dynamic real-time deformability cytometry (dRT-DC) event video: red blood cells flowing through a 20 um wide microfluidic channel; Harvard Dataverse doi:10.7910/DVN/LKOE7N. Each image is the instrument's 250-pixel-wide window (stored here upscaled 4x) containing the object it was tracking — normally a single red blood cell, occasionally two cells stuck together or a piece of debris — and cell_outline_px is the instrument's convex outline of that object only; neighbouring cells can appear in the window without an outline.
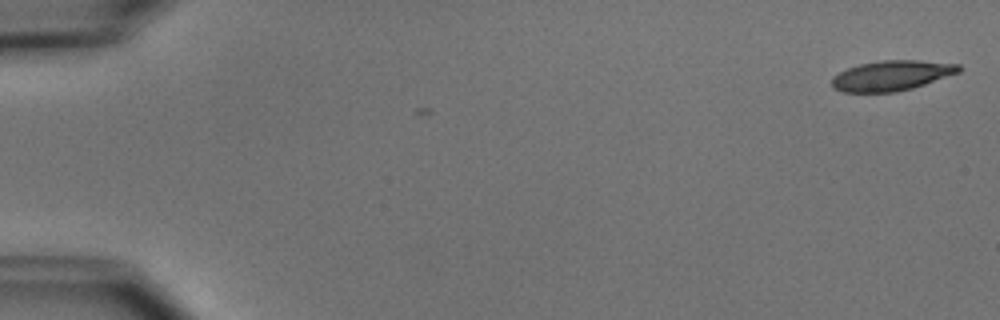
{"species": "common noctule bat (a hibernating species)", "species_latin": "Nyctalus noctula", "temperature_condition": "cold", "stored_images_in_passage": 3, "camera_frame_rate_fps": 3000, "um_per_image_px": 0.085, "animal": {"sex": "male", "body_mass_g": 15.6}, "frame": {"image": 1, "passage_image": 1, "time_ms": 0.0, "image_size_px": [1000, 320], "cell_outline_px": [[960, 72], [912, 88], [896, 92], [844, 92], [832, 88], [832, 76], [848, 68], [860, 64], [880, 60], [916, 60], [960, 64]], "centroid_in_image_um": [75.77, 6.42], "position_along_channel_um": 9.2, "area_um2": 22.2}}